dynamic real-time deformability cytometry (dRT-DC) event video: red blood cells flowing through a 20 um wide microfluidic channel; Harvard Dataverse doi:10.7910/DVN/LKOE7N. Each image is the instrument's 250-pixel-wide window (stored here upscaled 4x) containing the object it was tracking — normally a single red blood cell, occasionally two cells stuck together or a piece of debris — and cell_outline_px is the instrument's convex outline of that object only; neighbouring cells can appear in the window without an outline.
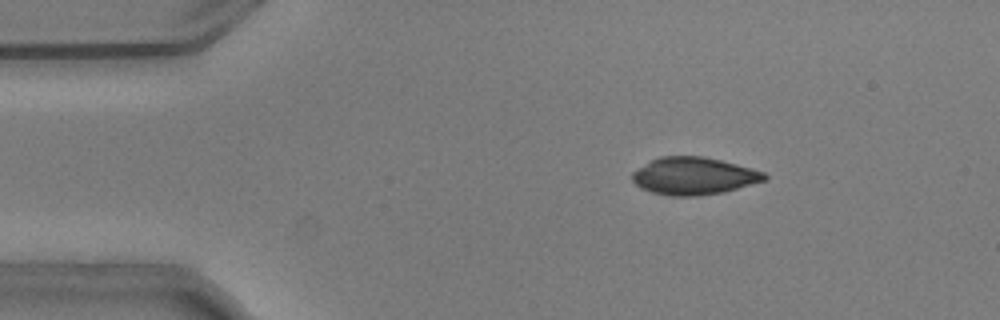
{"species": "common noctule bat (a hibernating species)", "species_latin": "Nyctalus noctula", "temperature_condition": "warm", "stored_images_in_passage": 53, "camera_frame_rate_fps": 3000, "um_per_image_px": 0.085, "animal": {"sex": "male", "body_mass_g": 20.5, "forearm_length_mm": 52.5}, "frame": {"image": 1, "passage_image": 8, "time_ms": 2.333, "image_size_px": [1000, 320], "cell_outline_px": [[768, 180], [724, 192], [700, 196], [672, 196], [652, 192], [640, 188], [632, 180], [632, 172], [652, 160], [660, 156], [704, 156], [752, 168], [764, 172], [768, 176]], "centroid_in_image_um": [59.0, 14.96], "position_along_channel_um": 26.0, "area_um2": 28.9}}
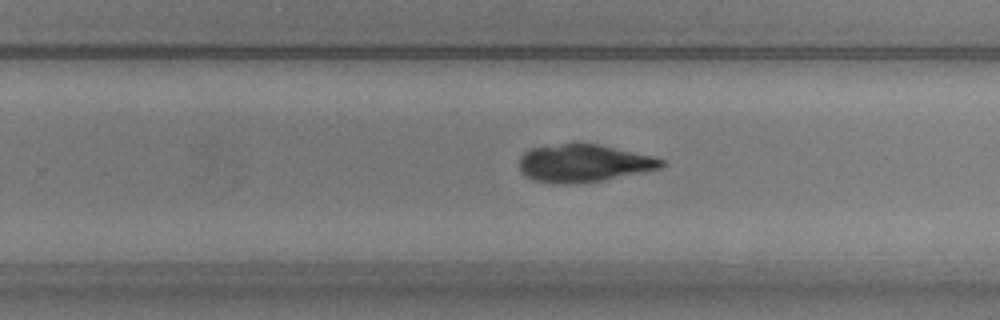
{"frame": {"image": 2, "passage_image": 33, "time_ms": 10.667, "image_size_px": [1000, 320], "cell_outline_px": [[668, 164], [660, 168], [604, 180], [568, 184], [556, 184], [532, 180], [524, 176], [520, 172], [520, 156], [524, 152], [532, 148], [560, 144], [596, 144], [656, 156], [664, 160]], "centroid_in_image_um": [49.62, 13.88], "position_along_channel_um": 280.2, "area_um2": 31.21}}
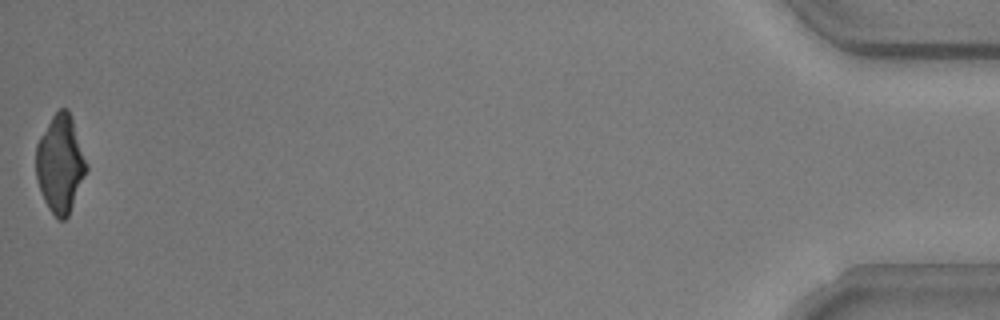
{"frame": {"image": 3, "passage_image": 53, "time_ms": 17.333, "image_size_px": [1000, 320], "cell_outline_px": [[88, 168], [68, 216], [64, 220], [56, 220], [48, 208], [44, 200], [36, 176], [36, 144], [40, 136], [52, 116], [60, 108], [68, 108], [88, 164]], "centroid_in_image_um": [5.12, 13.94], "position_along_channel_um": 430.1, "area_um2": 28.55}}